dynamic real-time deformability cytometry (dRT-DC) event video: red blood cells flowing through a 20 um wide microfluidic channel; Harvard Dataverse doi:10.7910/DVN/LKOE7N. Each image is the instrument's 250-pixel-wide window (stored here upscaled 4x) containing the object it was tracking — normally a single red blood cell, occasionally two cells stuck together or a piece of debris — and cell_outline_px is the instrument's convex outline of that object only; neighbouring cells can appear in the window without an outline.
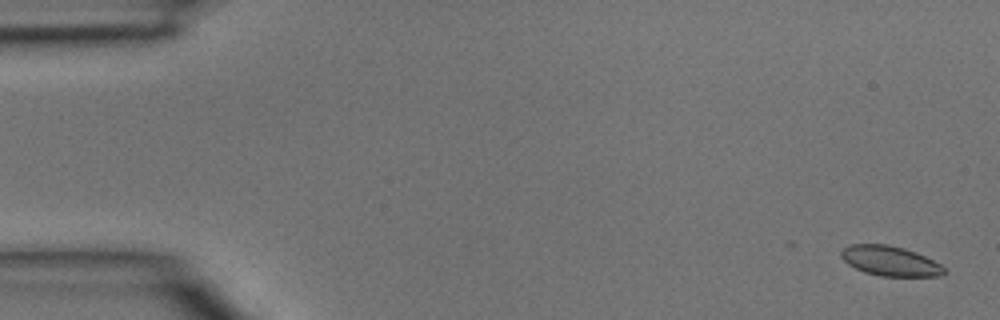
{"species": "common noctule bat (a hibernating species)", "species_latin": "Nyctalus noctula", "temperature_condition": "room temperature", "stored_images_in_passage": 5, "camera_frame_rate_fps": 3000, "um_per_image_px": 0.085, "animal": {"sex": "male", "body_mass_g": 15.6}, "frame": {"image": 1, "passage_image": 1, "time_ms": 0.0, "image_size_px": [1000, 320], "cell_outline_px": [[948, 272], [940, 276], [880, 276], [864, 272], [848, 264], [840, 256], [840, 252], [848, 244], [888, 244], [904, 248], [916, 252], [940, 264]], "centroid_in_image_um": [75.65, 22.18], "position_along_channel_um": 9.3, "area_um2": 17.98}}